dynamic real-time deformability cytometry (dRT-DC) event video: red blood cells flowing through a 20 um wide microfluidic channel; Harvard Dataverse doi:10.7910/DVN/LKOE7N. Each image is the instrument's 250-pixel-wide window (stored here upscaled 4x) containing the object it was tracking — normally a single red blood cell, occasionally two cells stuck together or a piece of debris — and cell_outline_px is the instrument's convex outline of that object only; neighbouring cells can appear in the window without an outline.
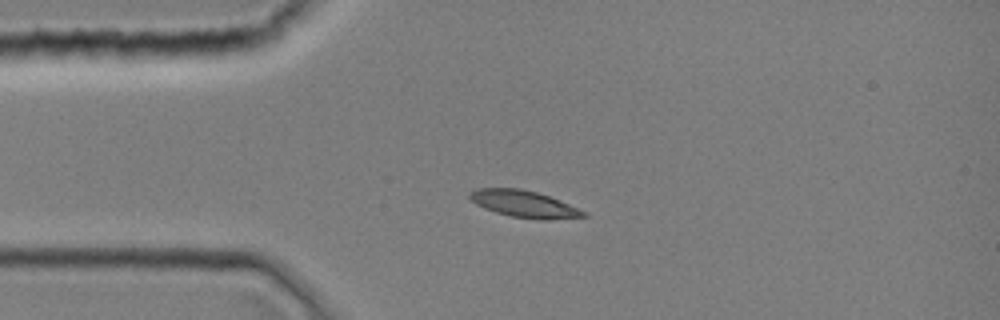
{"species": "common noctule bat (a hibernating species)", "species_latin": "Nyctalus noctula", "temperature_condition": "room temperature", "stored_images_in_passage": 1, "camera_frame_rate_fps": 3000, "um_per_image_px": 0.085, "animal": {"sex": "female", "body_mass_g": 19.0, "forearm_length_mm": 51.5}, "frame": {"image": 1, "passage_image": 1, "time_ms": 0.0, "image_size_px": [1000, 320], "cell_outline_px": [[588, 216], [548, 220], [540, 220], [512, 216], [496, 212], [484, 208], [476, 204], [468, 196], [468, 192], [476, 188], [520, 188], [536, 192], [548, 196], [588, 212]], "centroid_in_image_um": [44.54, 17.33], "position_along_channel_um": 40.5, "area_um2": 17.74}}